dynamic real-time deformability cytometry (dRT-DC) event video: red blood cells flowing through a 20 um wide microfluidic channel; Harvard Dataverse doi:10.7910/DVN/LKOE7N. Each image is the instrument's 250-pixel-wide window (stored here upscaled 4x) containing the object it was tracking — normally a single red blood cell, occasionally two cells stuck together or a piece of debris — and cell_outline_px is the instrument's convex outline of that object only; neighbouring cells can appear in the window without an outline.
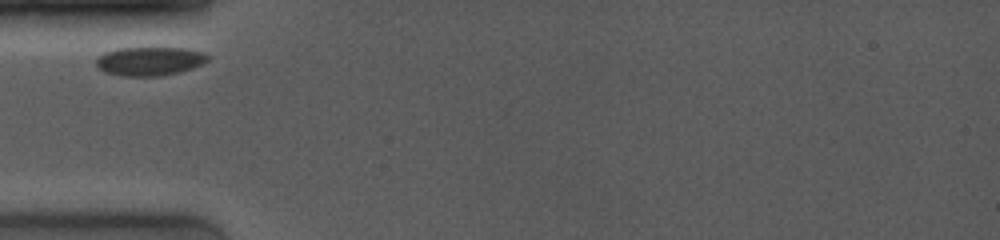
{"species": "common noctule bat (a hibernating species)", "species_latin": "Nyctalus noctula", "temperature_condition": "room temperature", "stored_images_in_passage": 7, "camera_frame_rate_fps": 4000, "um_per_image_px": 0.085, "animal": {"sex": "female", "body_mass_g": 19.0, "forearm_length_mm": 53.3}, "frame": {"image": 1, "passage_image": 1, "time_ms": 0.0, "image_size_px": [1000, 240], "cell_outline_px": [[208, 60], [192, 68], [180, 72], [160, 76], [120, 76], [108, 72], [100, 68], [96, 64], [96, 60], [104, 52], [116, 48], [188, 48], [204, 52], [208, 56]], "centroid_in_image_um": [12.73, 5.19], "position_along_channel_um": 72.3, "area_um2": 18.61}}
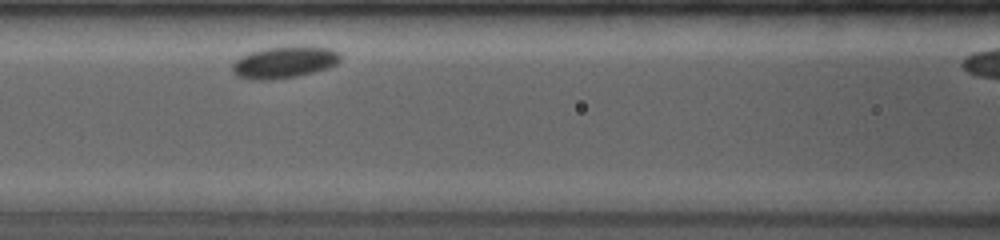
{"frame": {"image": 2, "passage_image": 4, "time_ms": 2.0, "image_size_px": [1000, 240], "cell_outline_px": [[340, 60], [336, 64], [328, 68], [296, 76], [272, 80], [252, 80], [236, 76], [232, 72], [232, 64], [240, 56], [264, 48], [292, 44], [304, 44], [332, 48], [340, 52]], "centroid_in_image_um": [24.19, 5.25], "position_along_channel_um": 142.4, "area_um2": 20.69}}